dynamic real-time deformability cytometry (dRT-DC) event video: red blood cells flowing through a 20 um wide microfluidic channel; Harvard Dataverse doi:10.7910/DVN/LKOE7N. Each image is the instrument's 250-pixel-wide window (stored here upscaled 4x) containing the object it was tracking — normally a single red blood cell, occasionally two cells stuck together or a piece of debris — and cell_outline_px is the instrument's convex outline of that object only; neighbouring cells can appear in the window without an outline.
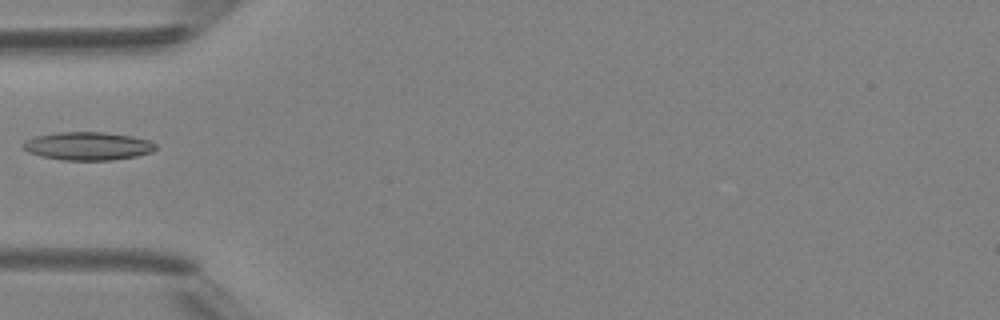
{"species": "Egyptian fruit bat (a non-hibernating species)", "species_latin": "Rousettus aegyptiacus", "temperature_condition": "room temperature", "stored_images_in_passage": 5, "camera_frame_rate_fps": 3000, "um_per_image_px": 0.085, "animal": {"sex": "female"}, "frame": {"image": 1, "passage_image": 5, "time_ms": 4.667, "image_size_px": [1000, 320], "cell_outline_px": [[156, 148], [152, 152], [136, 156], [112, 160], [60, 160], [40, 156], [28, 152], [20, 144], [24, 140], [36, 136], [60, 132], [104, 132], [132, 136], [148, 140], [156, 144]], "centroid_in_image_um": [7.44, 12.41], "position_along_channel_um": 77.6, "area_um2": 21.85}}